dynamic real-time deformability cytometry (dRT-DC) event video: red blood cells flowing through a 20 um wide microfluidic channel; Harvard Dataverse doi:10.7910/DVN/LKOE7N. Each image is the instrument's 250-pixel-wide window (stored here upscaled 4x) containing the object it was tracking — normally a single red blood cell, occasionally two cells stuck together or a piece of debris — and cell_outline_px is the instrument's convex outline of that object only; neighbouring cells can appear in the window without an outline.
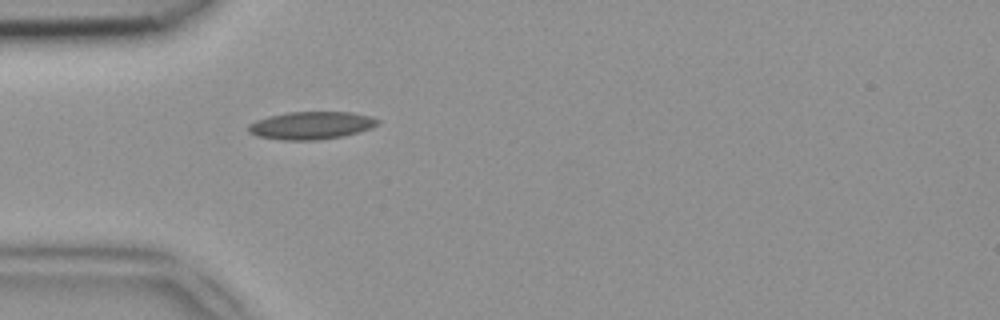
{"species": "common noctule bat (a hibernating species)", "species_latin": "Nyctalus noctula", "temperature_condition": "room temperature", "stored_images_in_passage": 41, "camera_frame_rate_fps": 3000, "um_per_image_px": 0.085, "animal": {"sex": "female", "body_mass_g": 18.4}, "frame": {"image": 1, "passage_image": 7, "time_ms": 2.0, "image_size_px": [1000, 320], "cell_outline_px": [[380, 124], [372, 128], [344, 136], [316, 140], [284, 140], [256, 136], [248, 132], [248, 124], [256, 120], [268, 116], [288, 112], [352, 112], [372, 116], [380, 120]], "centroid_in_image_um": [26.47, 10.66], "position_along_channel_um": 58.5, "area_um2": 21.1}}
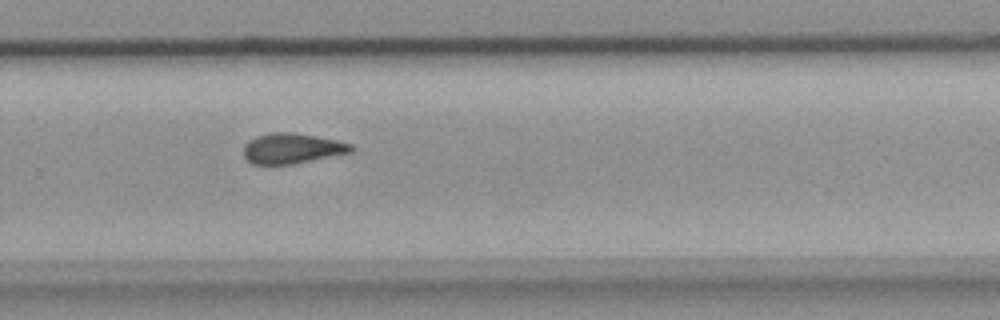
{"frame": {"image": 2, "passage_image": 25, "time_ms": 8.0, "image_size_px": [1000, 320], "cell_outline_px": [[356, 148], [352, 152], [292, 164], [252, 164], [244, 156], [244, 144], [248, 140], [256, 136], [272, 132], [292, 132], [336, 140], [352, 144]], "centroid_in_image_um": [24.82, 12.61], "position_along_channel_um": 305.0, "area_um2": 18.96}}
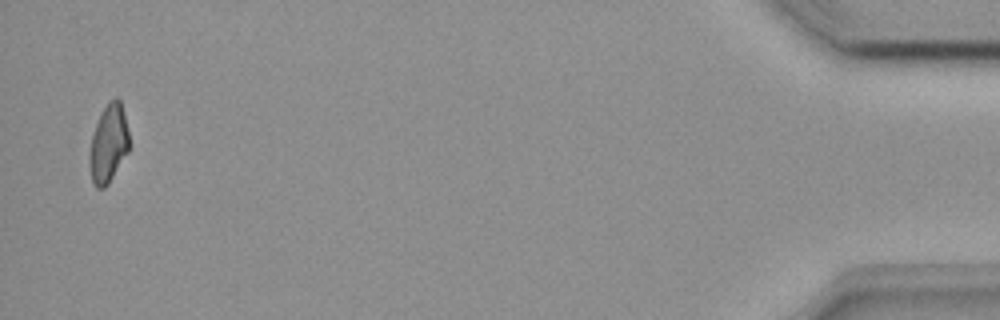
{"frame": {"image": 3, "passage_image": 40, "time_ms": 13.0, "image_size_px": [1000, 320], "cell_outline_px": [[128, 152], [108, 184], [104, 188], [96, 188], [92, 180], [88, 160], [88, 156], [92, 136], [96, 124], [108, 100], [116, 96], [120, 100], [128, 132]], "centroid_in_image_um": [9.2, 12.22], "position_along_channel_um": 426.0, "area_um2": 17.86}}